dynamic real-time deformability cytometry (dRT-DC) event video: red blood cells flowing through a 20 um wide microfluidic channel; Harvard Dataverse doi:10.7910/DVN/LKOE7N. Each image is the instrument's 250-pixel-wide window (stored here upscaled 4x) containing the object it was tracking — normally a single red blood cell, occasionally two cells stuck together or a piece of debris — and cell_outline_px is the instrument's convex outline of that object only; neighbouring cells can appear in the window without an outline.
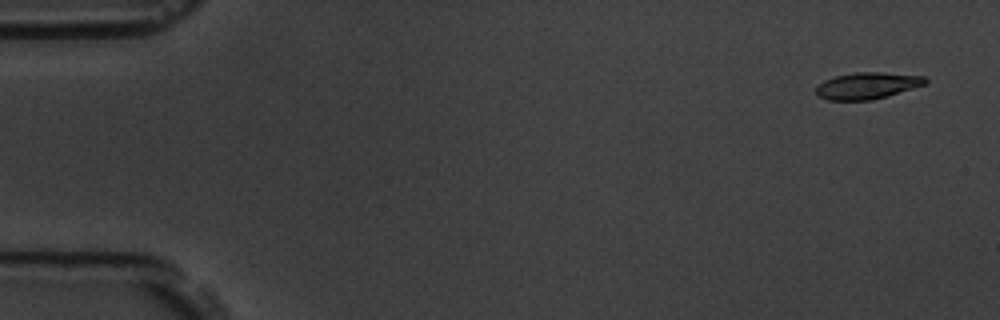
{"species": "common noctule bat (a hibernating species)", "species_latin": "Nyctalus noctula", "temperature_condition": "room temperature", "stored_images_in_passage": 5, "camera_frame_rate_fps": 3000, "um_per_image_px": 0.085, "animal": {"sex": "male", "body_mass_g": 19.5, "forearm_length_mm": 54.6}, "frame": {"image": 1, "passage_image": 1, "time_ms": 0.0, "image_size_px": [1000, 320], "cell_outline_px": [[928, 80], [924, 84], [912, 88], [872, 100], [828, 100], [816, 96], [816, 88], [824, 80], [836, 76], [856, 72], [880, 72], [924, 76]], "centroid_in_image_um": [73.67, 7.28], "position_along_channel_um": 11.3, "area_um2": 16.7}}
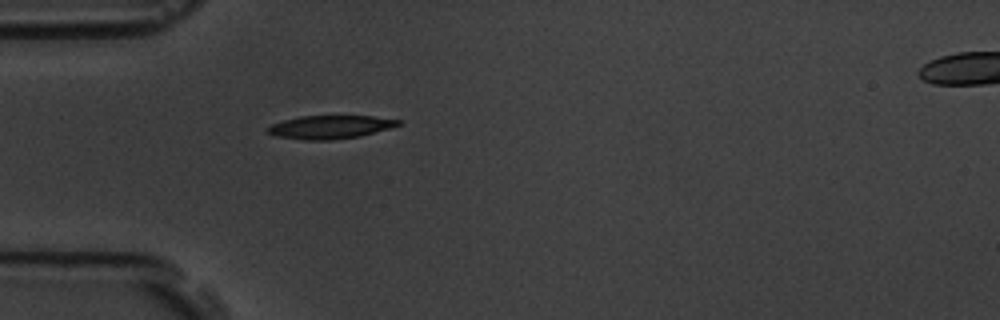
{"frame": {"image": 2, "passage_image": 5, "time_ms": 4.667, "image_size_px": [1000, 320], "cell_outline_px": [[404, 120], [400, 124], [392, 128], [360, 136], [332, 140], [304, 140], [276, 136], [268, 132], [264, 128], [272, 124], [284, 120], [300, 116], [372, 116]], "centroid_in_image_um": [28.09, 10.8], "position_along_channel_um": 56.9, "area_um2": 17.86}}